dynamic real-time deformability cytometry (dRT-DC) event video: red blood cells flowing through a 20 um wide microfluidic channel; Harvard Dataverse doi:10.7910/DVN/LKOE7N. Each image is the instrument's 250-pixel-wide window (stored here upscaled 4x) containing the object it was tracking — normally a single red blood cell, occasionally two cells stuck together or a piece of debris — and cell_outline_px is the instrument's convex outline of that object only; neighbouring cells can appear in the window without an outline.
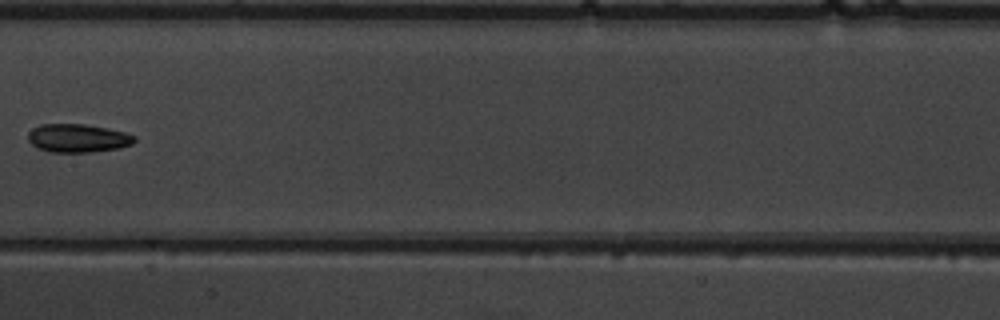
{"species": "common noctule bat (a hibernating species)", "species_latin": "Nyctalus noctula", "temperature_condition": "warm", "stored_images_in_passage": 9, "camera_frame_rate_fps": 3000, "um_per_image_px": 0.085, "animal": {"sex": "male", "body_mass_g": 19.5, "forearm_length_mm": 54.6}, "frame": {"image": 1, "passage_image": 8, "time_ms": 9.333, "image_size_px": [1000, 320], "cell_outline_px": [[136, 140], [132, 144], [120, 148], [92, 152], [48, 152], [36, 148], [28, 140], [28, 132], [32, 128], [40, 124], [84, 124], [108, 128], [124, 132], [136, 136]], "centroid_in_image_um": [6.6, 11.74], "position_along_channel_um": 200.8, "area_um2": 17.8}}
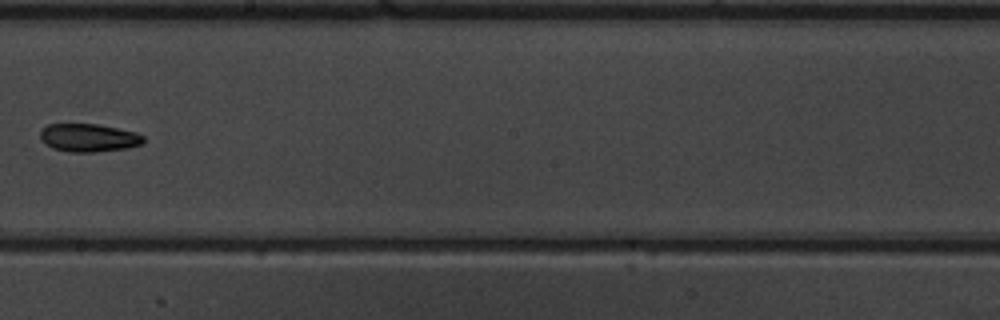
{"frame": {"image": 2, "passage_image": 9, "time_ms": 10.333, "image_size_px": [1000, 320], "cell_outline_px": [[144, 144], [128, 148], [96, 152], [68, 152], [52, 148], [40, 136], [40, 128], [48, 124], [96, 124], [136, 132], [144, 136]], "centroid_in_image_um": [7.56, 11.71], "position_along_channel_um": 240.6, "area_um2": 16.94}}